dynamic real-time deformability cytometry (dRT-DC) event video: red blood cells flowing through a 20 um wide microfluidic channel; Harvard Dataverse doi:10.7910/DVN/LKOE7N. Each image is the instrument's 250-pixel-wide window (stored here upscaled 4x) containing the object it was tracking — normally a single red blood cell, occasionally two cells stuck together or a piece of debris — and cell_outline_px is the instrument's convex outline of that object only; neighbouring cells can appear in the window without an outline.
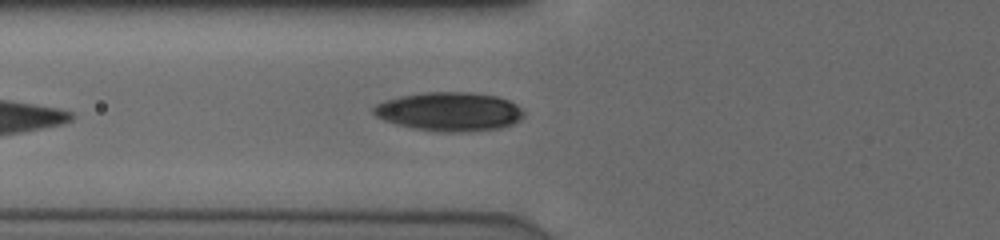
{"species": "human", "species_latin": "Homo sapiens", "temperature_condition": "cold", "stored_images_in_passage": 19, "camera_frame_rate_fps": 3000, "um_per_image_px": 0.085, "donor": {"sex": "male"}, "frame": {"image": 1, "passage_image": 3, "time_ms": 0.667, "image_size_px": [1000, 240], "cell_outline_px": [[524, 116], [520, 120], [512, 124], [500, 128], [468, 132], [440, 132], [412, 128], [396, 124], [384, 120], [376, 116], [372, 112], [372, 108], [376, 104], [384, 100], [400, 96], [424, 92], [468, 92], [496, 96], [508, 100], [516, 104], [524, 112]], "centroid_in_image_um": [38.18, 9.49], "position_along_channel_um": 87.6, "area_um2": 34.22}}
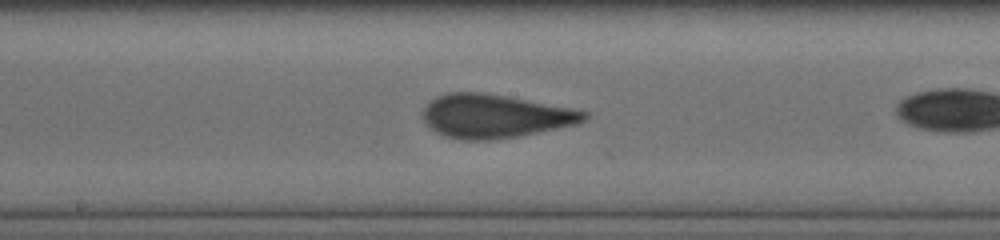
{"frame": {"image": 2, "passage_image": 9, "time_ms": 2.667, "image_size_px": [1000, 240], "cell_outline_px": [[588, 116], [584, 120], [576, 124], [516, 136], [492, 140], [464, 140], [444, 136], [428, 128], [424, 124], [424, 108], [436, 96], [448, 92], [476, 92], [504, 96], [572, 108], [588, 112]], "centroid_in_image_um": [42.01, 9.88], "position_along_channel_um": 206.2, "area_um2": 40.46}}
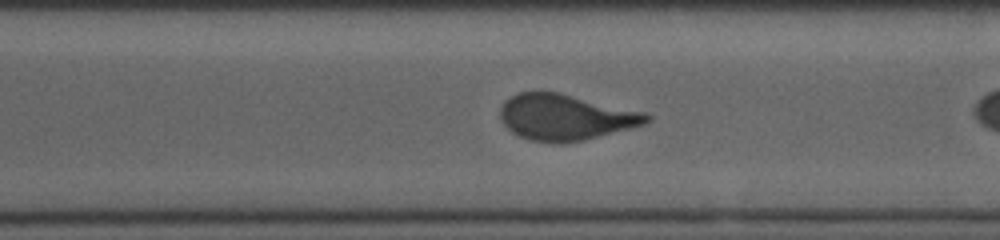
{"frame": {"image": 3, "passage_image": 18, "time_ms": 5.667, "image_size_px": [1000, 240], "cell_outline_px": [[652, 116], [648, 120], [640, 124], [628, 128], [584, 140], [560, 144], [528, 140], [512, 132], [504, 124], [500, 116], [500, 108], [516, 92], [560, 92], [648, 112]], "centroid_in_image_um": [48.07, 9.95], "position_along_channel_um": 322.5, "area_um2": 39.07}}